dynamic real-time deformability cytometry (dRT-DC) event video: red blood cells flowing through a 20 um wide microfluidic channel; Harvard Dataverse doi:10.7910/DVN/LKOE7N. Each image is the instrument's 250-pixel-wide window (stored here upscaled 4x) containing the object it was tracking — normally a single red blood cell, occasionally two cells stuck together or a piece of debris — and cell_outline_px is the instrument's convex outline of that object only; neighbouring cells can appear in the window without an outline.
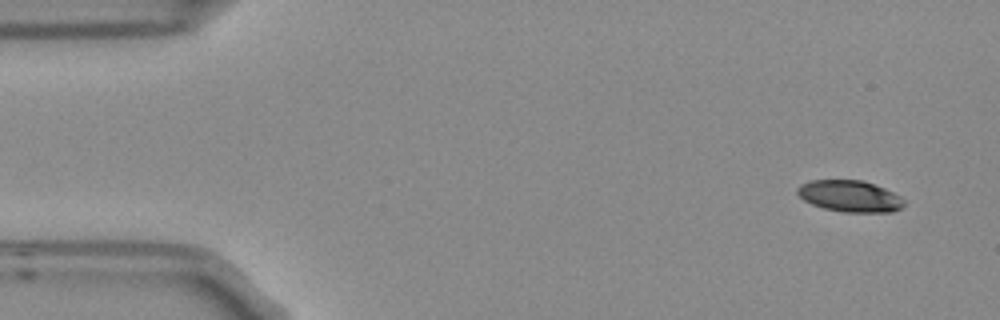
{"species": "Egyptian fruit bat (a non-hibernating species)", "species_latin": "Rousettus aegyptiacus", "temperature_condition": "room temperature", "stored_images_in_passage": 7, "camera_frame_rate_fps": 3000, "um_per_image_px": 0.085, "frame": {"image": 1, "passage_image": 1, "time_ms": 0.0, "image_size_px": [1000, 320], "cell_outline_px": [[904, 204], [900, 208], [892, 212], [844, 212], [824, 208], [812, 204], [804, 200], [796, 192], [796, 188], [800, 184], [812, 180], [864, 180], [884, 188], [900, 196], [904, 200]], "centroid_in_image_um": [72.22, 16.67], "position_along_channel_um": 12.8, "area_um2": 19.54}}
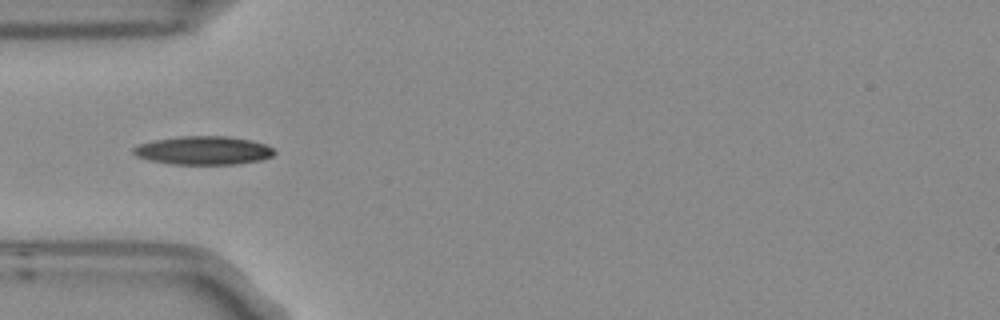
{"frame": {"image": 2, "passage_image": 4, "time_ms": 1.0, "image_size_px": [1000, 320], "cell_outline_px": [[276, 152], [272, 156], [260, 160], [236, 164], [172, 164], [148, 160], [136, 156], [132, 152], [132, 148], [140, 144], [156, 140], [180, 136], [228, 136], [252, 140], [264, 144], [272, 148]], "centroid_in_image_um": [17.29, 12.79], "position_along_channel_um": 67.7, "area_um2": 23.35}}
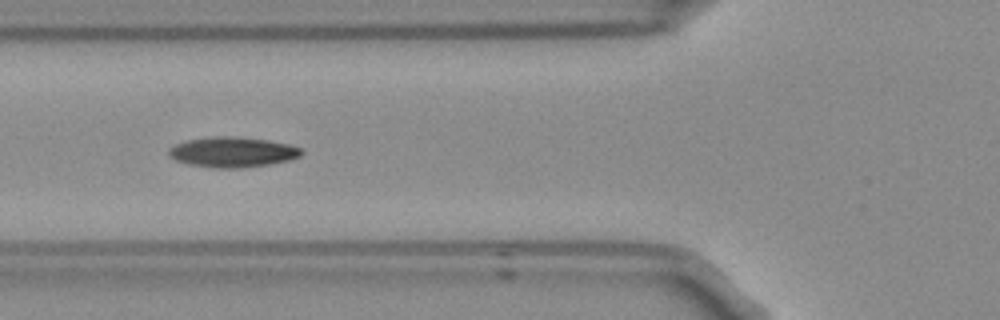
{"frame": {"image": 3, "passage_image": 5, "time_ms": 1.333, "image_size_px": [1000, 320], "cell_outline_px": [[300, 156], [288, 160], [268, 164], [240, 168], [212, 168], [188, 164], [176, 160], [168, 156], [168, 148], [176, 144], [188, 140], [212, 136], [236, 136], [268, 140], [288, 144], [300, 148]], "centroid_in_image_um": [19.71, 12.92], "position_along_channel_um": 106.1, "area_um2": 23.29}}